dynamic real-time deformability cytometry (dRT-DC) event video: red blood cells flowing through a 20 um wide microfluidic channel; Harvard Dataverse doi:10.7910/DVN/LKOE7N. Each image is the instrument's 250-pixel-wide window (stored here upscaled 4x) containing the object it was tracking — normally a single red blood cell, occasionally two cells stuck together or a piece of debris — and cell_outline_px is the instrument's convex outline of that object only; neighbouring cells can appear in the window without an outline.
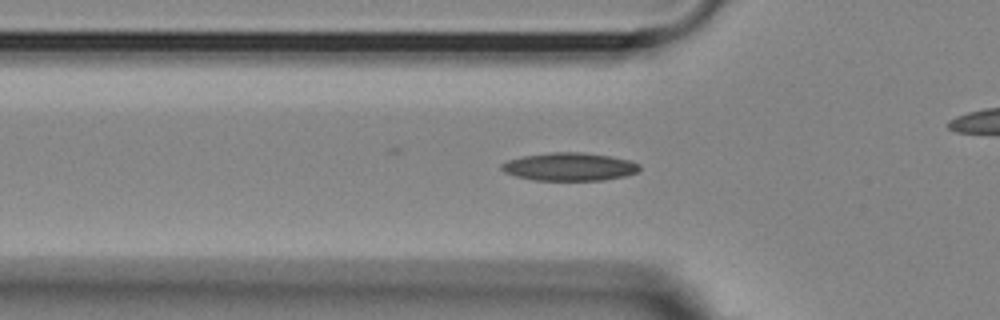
{"species": "Egyptian fruit bat (a non-hibernating species)", "species_latin": "Rousettus aegyptiacus", "temperature_condition": "room temperature", "stored_images_in_passage": 42, "camera_frame_rate_fps": 3000, "um_per_image_px": 0.085, "animal": {"sex": "female"}, "frame": {"image": 1, "passage_image": 9, "time_ms": 2.667, "image_size_px": [1000, 320], "cell_outline_px": [[640, 168], [636, 172], [624, 176], [604, 180], [536, 180], [516, 176], [504, 172], [500, 168], [500, 164], [508, 160], [524, 156], [548, 152], [584, 152], [612, 156], [628, 160], [640, 164]], "centroid_in_image_um": [48.39, 14.16], "position_along_channel_um": 77.4, "area_um2": 22.54}}
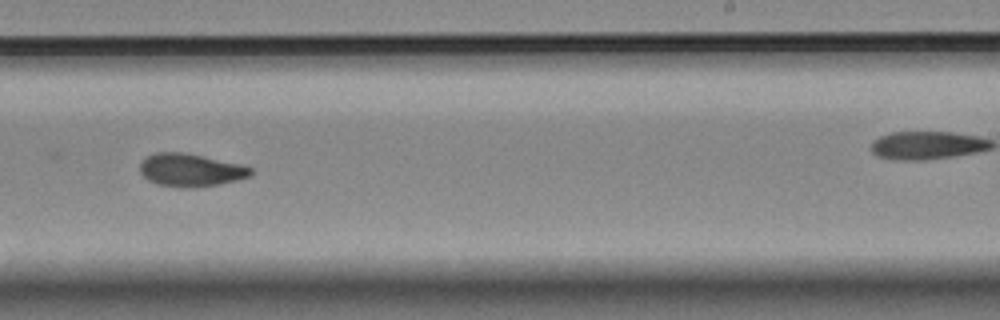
{"frame": {"image": 2, "passage_image": 25, "time_ms": 8.0, "image_size_px": [1000, 320], "cell_outline_px": [[252, 176], [220, 184], [184, 188], [156, 184], [148, 180], [140, 172], [140, 164], [148, 156], [156, 152], [184, 152], [240, 164], [252, 168]], "centroid_in_image_um": [16.2, 14.46], "position_along_channel_um": 272.8, "area_um2": 21.1}}
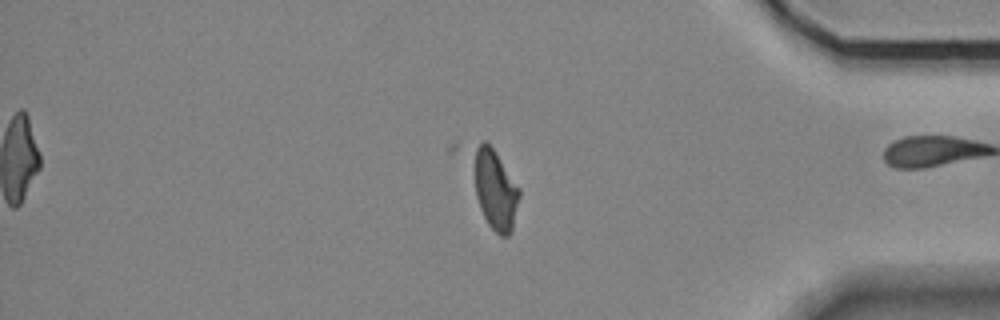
{"frame": {"image": 3, "passage_image": 37, "time_ms": 12.0, "image_size_px": [1000, 320], "cell_outline_px": [[520, 196], [512, 228], [508, 236], [500, 236], [488, 224], [480, 208], [476, 196], [472, 168], [472, 148], [484, 140], [492, 148], [520, 188]], "centroid_in_image_um": [42.05, 16.08], "position_along_channel_um": 393.2, "area_um2": 21.33}}